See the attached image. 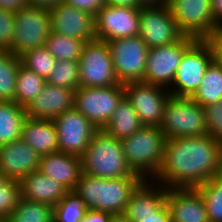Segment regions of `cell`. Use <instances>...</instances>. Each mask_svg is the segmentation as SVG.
<instances>
[{"label":"cell","mask_w":222,"mask_h":222,"mask_svg":"<svg viewBox=\"0 0 222 222\" xmlns=\"http://www.w3.org/2000/svg\"><path fill=\"white\" fill-rule=\"evenodd\" d=\"M222 174V143L210 135L168 139L152 179L166 188H196Z\"/></svg>","instance_id":"6da1fadb"},{"label":"cell","mask_w":222,"mask_h":222,"mask_svg":"<svg viewBox=\"0 0 222 222\" xmlns=\"http://www.w3.org/2000/svg\"><path fill=\"white\" fill-rule=\"evenodd\" d=\"M144 179L141 176L103 179L82 173L74 191L88 209L123 214L133 191Z\"/></svg>","instance_id":"7a4b0ae2"},{"label":"cell","mask_w":222,"mask_h":222,"mask_svg":"<svg viewBox=\"0 0 222 222\" xmlns=\"http://www.w3.org/2000/svg\"><path fill=\"white\" fill-rule=\"evenodd\" d=\"M82 172L103 179L140 176L126 163L120 140L98 129L81 156Z\"/></svg>","instance_id":"3957f363"},{"label":"cell","mask_w":222,"mask_h":222,"mask_svg":"<svg viewBox=\"0 0 222 222\" xmlns=\"http://www.w3.org/2000/svg\"><path fill=\"white\" fill-rule=\"evenodd\" d=\"M120 142L130 169L143 179H153L162 165L166 143V137L161 129L143 126Z\"/></svg>","instance_id":"277c9868"},{"label":"cell","mask_w":222,"mask_h":222,"mask_svg":"<svg viewBox=\"0 0 222 222\" xmlns=\"http://www.w3.org/2000/svg\"><path fill=\"white\" fill-rule=\"evenodd\" d=\"M217 55V39H197L184 53L176 69L170 95L191 98Z\"/></svg>","instance_id":"5b68a950"},{"label":"cell","mask_w":222,"mask_h":222,"mask_svg":"<svg viewBox=\"0 0 222 222\" xmlns=\"http://www.w3.org/2000/svg\"><path fill=\"white\" fill-rule=\"evenodd\" d=\"M159 128L166 140L207 135L205 110L192 98L170 96Z\"/></svg>","instance_id":"8992f818"},{"label":"cell","mask_w":222,"mask_h":222,"mask_svg":"<svg viewBox=\"0 0 222 222\" xmlns=\"http://www.w3.org/2000/svg\"><path fill=\"white\" fill-rule=\"evenodd\" d=\"M167 5L185 36L217 39L222 31L214 21L211 0H170Z\"/></svg>","instance_id":"52a82bcc"},{"label":"cell","mask_w":222,"mask_h":222,"mask_svg":"<svg viewBox=\"0 0 222 222\" xmlns=\"http://www.w3.org/2000/svg\"><path fill=\"white\" fill-rule=\"evenodd\" d=\"M52 31L50 12L27 4L15 11V32L12 45L7 49L15 56L44 46Z\"/></svg>","instance_id":"ba28073f"},{"label":"cell","mask_w":222,"mask_h":222,"mask_svg":"<svg viewBox=\"0 0 222 222\" xmlns=\"http://www.w3.org/2000/svg\"><path fill=\"white\" fill-rule=\"evenodd\" d=\"M125 96L124 84L108 87H79L74 91L73 107L97 129H103Z\"/></svg>","instance_id":"9c48e42d"},{"label":"cell","mask_w":222,"mask_h":222,"mask_svg":"<svg viewBox=\"0 0 222 222\" xmlns=\"http://www.w3.org/2000/svg\"><path fill=\"white\" fill-rule=\"evenodd\" d=\"M79 87H108L119 84L108 43L85 42L79 58Z\"/></svg>","instance_id":"30bf717a"},{"label":"cell","mask_w":222,"mask_h":222,"mask_svg":"<svg viewBox=\"0 0 222 222\" xmlns=\"http://www.w3.org/2000/svg\"><path fill=\"white\" fill-rule=\"evenodd\" d=\"M107 43L119 83L144 82L149 48L140 36L115 39Z\"/></svg>","instance_id":"8fae6325"},{"label":"cell","mask_w":222,"mask_h":222,"mask_svg":"<svg viewBox=\"0 0 222 222\" xmlns=\"http://www.w3.org/2000/svg\"><path fill=\"white\" fill-rule=\"evenodd\" d=\"M197 39L184 36L172 44L150 48L147 53L144 83L169 88L185 51Z\"/></svg>","instance_id":"7c38bea8"},{"label":"cell","mask_w":222,"mask_h":222,"mask_svg":"<svg viewBox=\"0 0 222 222\" xmlns=\"http://www.w3.org/2000/svg\"><path fill=\"white\" fill-rule=\"evenodd\" d=\"M139 26V36L149 49L178 42L185 36L167 4L142 6Z\"/></svg>","instance_id":"4fadbf2b"},{"label":"cell","mask_w":222,"mask_h":222,"mask_svg":"<svg viewBox=\"0 0 222 222\" xmlns=\"http://www.w3.org/2000/svg\"><path fill=\"white\" fill-rule=\"evenodd\" d=\"M125 96L137 112L144 126L159 127L168 98L171 96L167 88L144 82L124 84Z\"/></svg>","instance_id":"5bb4252c"},{"label":"cell","mask_w":222,"mask_h":222,"mask_svg":"<svg viewBox=\"0 0 222 222\" xmlns=\"http://www.w3.org/2000/svg\"><path fill=\"white\" fill-rule=\"evenodd\" d=\"M140 9L104 5L94 16L95 37L105 42L139 35Z\"/></svg>","instance_id":"9a60e30c"},{"label":"cell","mask_w":222,"mask_h":222,"mask_svg":"<svg viewBox=\"0 0 222 222\" xmlns=\"http://www.w3.org/2000/svg\"><path fill=\"white\" fill-rule=\"evenodd\" d=\"M59 151L81 157L98 130L85 116L74 107L65 111L54 120Z\"/></svg>","instance_id":"2e32d148"},{"label":"cell","mask_w":222,"mask_h":222,"mask_svg":"<svg viewBox=\"0 0 222 222\" xmlns=\"http://www.w3.org/2000/svg\"><path fill=\"white\" fill-rule=\"evenodd\" d=\"M49 12L53 32L79 39L84 43L96 39L94 15L65 2L60 3Z\"/></svg>","instance_id":"e0dca14e"},{"label":"cell","mask_w":222,"mask_h":222,"mask_svg":"<svg viewBox=\"0 0 222 222\" xmlns=\"http://www.w3.org/2000/svg\"><path fill=\"white\" fill-rule=\"evenodd\" d=\"M40 156L21 138L0 146V172L5 179L20 181L38 171Z\"/></svg>","instance_id":"ac0fdd59"},{"label":"cell","mask_w":222,"mask_h":222,"mask_svg":"<svg viewBox=\"0 0 222 222\" xmlns=\"http://www.w3.org/2000/svg\"><path fill=\"white\" fill-rule=\"evenodd\" d=\"M74 91L46 83L41 92L25 106L26 117L54 120L73 108Z\"/></svg>","instance_id":"d6986e66"},{"label":"cell","mask_w":222,"mask_h":222,"mask_svg":"<svg viewBox=\"0 0 222 222\" xmlns=\"http://www.w3.org/2000/svg\"><path fill=\"white\" fill-rule=\"evenodd\" d=\"M171 222H209L206 205L196 188H167Z\"/></svg>","instance_id":"ffe728a7"},{"label":"cell","mask_w":222,"mask_h":222,"mask_svg":"<svg viewBox=\"0 0 222 222\" xmlns=\"http://www.w3.org/2000/svg\"><path fill=\"white\" fill-rule=\"evenodd\" d=\"M38 170L61 183L69 191H74L83 173L81 157L60 151L41 155Z\"/></svg>","instance_id":"44dd1931"},{"label":"cell","mask_w":222,"mask_h":222,"mask_svg":"<svg viewBox=\"0 0 222 222\" xmlns=\"http://www.w3.org/2000/svg\"><path fill=\"white\" fill-rule=\"evenodd\" d=\"M21 197L55 206L69 190L39 170L23 177L20 181Z\"/></svg>","instance_id":"7402d4cb"},{"label":"cell","mask_w":222,"mask_h":222,"mask_svg":"<svg viewBox=\"0 0 222 222\" xmlns=\"http://www.w3.org/2000/svg\"><path fill=\"white\" fill-rule=\"evenodd\" d=\"M149 181L144 179L133 191L123 213L125 216L153 215L166 204L167 188L152 179L151 184Z\"/></svg>","instance_id":"603a6c76"},{"label":"cell","mask_w":222,"mask_h":222,"mask_svg":"<svg viewBox=\"0 0 222 222\" xmlns=\"http://www.w3.org/2000/svg\"><path fill=\"white\" fill-rule=\"evenodd\" d=\"M20 138L39 155L59 151L57 129L53 120L26 117L22 125Z\"/></svg>","instance_id":"cb8c5ba5"},{"label":"cell","mask_w":222,"mask_h":222,"mask_svg":"<svg viewBox=\"0 0 222 222\" xmlns=\"http://www.w3.org/2000/svg\"><path fill=\"white\" fill-rule=\"evenodd\" d=\"M143 126L131 102L124 96L103 130L110 136L122 140L131 136Z\"/></svg>","instance_id":"d4e9b609"},{"label":"cell","mask_w":222,"mask_h":222,"mask_svg":"<svg viewBox=\"0 0 222 222\" xmlns=\"http://www.w3.org/2000/svg\"><path fill=\"white\" fill-rule=\"evenodd\" d=\"M191 98L202 107L222 100V64L217 58L206 69L200 86Z\"/></svg>","instance_id":"484cf974"},{"label":"cell","mask_w":222,"mask_h":222,"mask_svg":"<svg viewBox=\"0 0 222 222\" xmlns=\"http://www.w3.org/2000/svg\"><path fill=\"white\" fill-rule=\"evenodd\" d=\"M25 107L13 101H0V146L20 139Z\"/></svg>","instance_id":"4316f807"},{"label":"cell","mask_w":222,"mask_h":222,"mask_svg":"<svg viewBox=\"0 0 222 222\" xmlns=\"http://www.w3.org/2000/svg\"><path fill=\"white\" fill-rule=\"evenodd\" d=\"M8 222H53V206L20 197Z\"/></svg>","instance_id":"83f0119b"},{"label":"cell","mask_w":222,"mask_h":222,"mask_svg":"<svg viewBox=\"0 0 222 222\" xmlns=\"http://www.w3.org/2000/svg\"><path fill=\"white\" fill-rule=\"evenodd\" d=\"M47 83L46 79L20 64L16 74L15 103L25 107Z\"/></svg>","instance_id":"f1b7e54d"},{"label":"cell","mask_w":222,"mask_h":222,"mask_svg":"<svg viewBox=\"0 0 222 222\" xmlns=\"http://www.w3.org/2000/svg\"><path fill=\"white\" fill-rule=\"evenodd\" d=\"M21 61L8 50H0V101L15 102L16 74Z\"/></svg>","instance_id":"f546056e"},{"label":"cell","mask_w":222,"mask_h":222,"mask_svg":"<svg viewBox=\"0 0 222 222\" xmlns=\"http://www.w3.org/2000/svg\"><path fill=\"white\" fill-rule=\"evenodd\" d=\"M44 45L57 61H78L81 56L84 42L51 31Z\"/></svg>","instance_id":"4dcf8cb0"},{"label":"cell","mask_w":222,"mask_h":222,"mask_svg":"<svg viewBox=\"0 0 222 222\" xmlns=\"http://www.w3.org/2000/svg\"><path fill=\"white\" fill-rule=\"evenodd\" d=\"M88 210L84 200L75 191H69L53 207V222H81Z\"/></svg>","instance_id":"1f68e13d"},{"label":"cell","mask_w":222,"mask_h":222,"mask_svg":"<svg viewBox=\"0 0 222 222\" xmlns=\"http://www.w3.org/2000/svg\"><path fill=\"white\" fill-rule=\"evenodd\" d=\"M206 205L209 222H222V176L196 187Z\"/></svg>","instance_id":"d6a6232c"},{"label":"cell","mask_w":222,"mask_h":222,"mask_svg":"<svg viewBox=\"0 0 222 222\" xmlns=\"http://www.w3.org/2000/svg\"><path fill=\"white\" fill-rule=\"evenodd\" d=\"M21 65L35 72L47 80L52 69L55 67L56 59L44 46L25 51L20 56Z\"/></svg>","instance_id":"836d02e7"},{"label":"cell","mask_w":222,"mask_h":222,"mask_svg":"<svg viewBox=\"0 0 222 222\" xmlns=\"http://www.w3.org/2000/svg\"><path fill=\"white\" fill-rule=\"evenodd\" d=\"M46 81L50 85L77 90L79 88V61H56Z\"/></svg>","instance_id":"e575fe53"},{"label":"cell","mask_w":222,"mask_h":222,"mask_svg":"<svg viewBox=\"0 0 222 222\" xmlns=\"http://www.w3.org/2000/svg\"><path fill=\"white\" fill-rule=\"evenodd\" d=\"M21 197L20 182L5 179L0 184V217L8 218Z\"/></svg>","instance_id":"d590c367"},{"label":"cell","mask_w":222,"mask_h":222,"mask_svg":"<svg viewBox=\"0 0 222 222\" xmlns=\"http://www.w3.org/2000/svg\"><path fill=\"white\" fill-rule=\"evenodd\" d=\"M203 108L205 110L207 134L222 143V100Z\"/></svg>","instance_id":"8d00e7d4"},{"label":"cell","mask_w":222,"mask_h":222,"mask_svg":"<svg viewBox=\"0 0 222 222\" xmlns=\"http://www.w3.org/2000/svg\"><path fill=\"white\" fill-rule=\"evenodd\" d=\"M15 11L0 7V50H7L13 42Z\"/></svg>","instance_id":"74e56055"},{"label":"cell","mask_w":222,"mask_h":222,"mask_svg":"<svg viewBox=\"0 0 222 222\" xmlns=\"http://www.w3.org/2000/svg\"><path fill=\"white\" fill-rule=\"evenodd\" d=\"M63 2L94 16L105 5V0H63Z\"/></svg>","instance_id":"f35d334b"},{"label":"cell","mask_w":222,"mask_h":222,"mask_svg":"<svg viewBox=\"0 0 222 222\" xmlns=\"http://www.w3.org/2000/svg\"><path fill=\"white\" fill-rule=\"evenodd\" d=\"M126 217L130 220V222H171V215L167 204L153 215Z\"/></svg>","instance_id":"ab89813d"},{"label":"cell","mask_w":222,"mask_h":222,"mask_svg":"<svg viewBox=\"0 0 222 222\" xmlns=\"http://www.w3.org/2000/svg\"><path fill=\"white\" fill-rule=\"evenodd\" d=\"M111 217L108 212L89 209L81 222H110Z\"/></svg>","instance_id":"60d3db41"},{"label":"cell","mask_w":222,"mask_h":222,"mask_svg":"<svg viewBox=\"0 0 222 222\" xmlns=\"http://www.w3.org/2000/svg\"><path fill=\"white\" fill-rule=\"evenodd\" d=\"M63 0H28V4L45 10H52L62 3Z\"/></svg>","instance_id":"b9f144b4"},{"label":"cell","mask_w":222,"mask_h":222,"mask_svg":"<svg viewBox=\"0 0 222 222\" xmlns=\"http://www.w3.org/2000/svg\"><path fill=\"white\" fill-rule=\"evenodd\" d=\"M27 4L28 0H0V7L11 11H17Z\"/></svg>","instance_id":"7bdbcfd3"},{"label":"cell","mask_w":222,"mask_h":222,"mask_svg":"<svg viewBox=\"0 0 222 222\" xmlns=\"http://www.w3.org/2000/svg\"><path fill=\"white\" fill-rule=\"evenodd\" d=\"M105 5L114 7H130V8H141L142 5L138 0H105Z\"/></svg>","instance_id":"ee69618b"},{"label":"cell","mask_w":222,"mask_h":222,"mask_svg":"<svg viewBox=\"0 0 222 222\" xmlns=\"http://www.w3.org/2000/svg\"><path fill=\"white\" fill-rule=\"evenodd\" d=\"M211 8L214 21L222 29V0H211Z\"/></svg>","instance_id":"f6af8a7d"},{"label":"cell","mask_w":222,"mask_h":222,"mask_svg":"<svg viewBox=\"0 0 222 222\" xmlns=\"http://www.w3.org/2000/svg\"><path fill=\"white\" fill-rule=\"evenodd\" d=\"M142 6H161L167 3L164 0H138Z\"/></svg>","instance_id":"bcb514c9"},{"label":"cell","mask_w":222,"mask_h":222,"mask_svg":"<svg viewBox=\"0 0 222 222\" xmlns=\"http://www.w3.org/2000/svg\"><path fill=\"white\" fill-rule=\"evenodd\" d=\"M110 222H130V220L124 214H119L112 215Z\"/></svg>","instance_id":"7dc6e473"},{"label":"cell","mask_w":222,"mask_h":222,"mask_svg":"<svg viewBox=\"0 0 222 222\" xmlns=\"http://www.w3.org/2000/svg\"><path fill=\"white\" fill-rule=\"evenodd\" d=\"M216 58L221 62L222 64V45L217 41V55Z\"/></svg>","instance_id":"c3c4849f"},{"label":"cell","mask_w":222,"mask_h":222,"mask_svg":"<svg viewBox=\"0 0 222 222\" xmlns=\"http://www.w3.org/2000/svg\"><path fill=\"white\" fill-rule=\"evenodd\" d=\"M217 41L222 45V31L219 33Z\"/></svg>","instance_id":"681fc988"},{"label":"cell","mask_w":222,"mask_h":222,"mask_svg":"<svg viewBox=\"0 0 222 222\" xmlns=\"http://www.w3.org/2000/svg\"><path fill=\"white\" fill-rule=\"evenodd\" d=\"M5 180V177L3 174L0 172V184Z\"/></svg>","instance_id":"f907efd6"},{"label":"cell","mask_w":222,"mask_h":222,"mask_svg":"<svg viewBox=\"0 0 222 222\" xmlns=\"http://www.w3.org/2000/svg\"><path fill=\"white\" fill-rule=\"evenodd\" d=\"M0 222H8L6 218L0 217Z\"/></svg>","instance_id":"816d5d0a"}]
</instances>
